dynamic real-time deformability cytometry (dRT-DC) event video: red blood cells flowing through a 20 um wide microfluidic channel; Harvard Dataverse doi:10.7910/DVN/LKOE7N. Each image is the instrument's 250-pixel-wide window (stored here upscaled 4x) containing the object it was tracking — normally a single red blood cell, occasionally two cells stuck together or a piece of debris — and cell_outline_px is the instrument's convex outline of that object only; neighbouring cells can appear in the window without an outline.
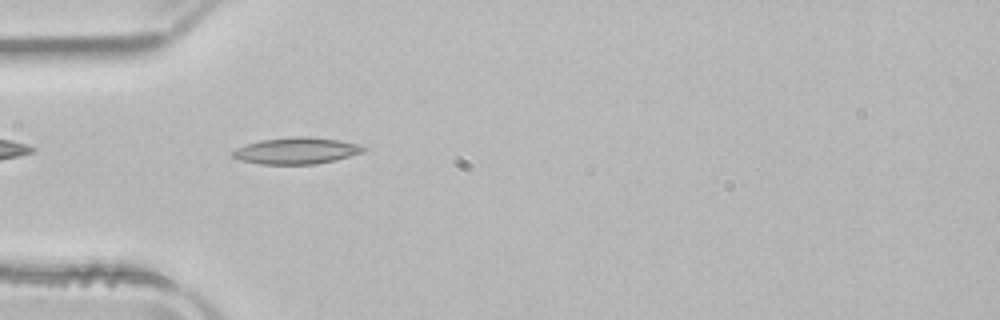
{"species": "common noctule bat (a hibernating species)", "species_latin": "Nyctalus noctula", "temperature_condition": "room temperature", "stored_images_in_passage": 17, "camera_frame_rate_fps": 3000, "um_per_image_px": 0.085, "animal": {"sex": "male", "body_mass_g": 21.5, "forearm_length_mm": 52.0}, "frame": {"image": 1, "passage_image": 2, "time_ms": 0.333, "image_size_px": [1000, 320], "cell_outline_px": [[364, 152], [336, 160], [316, 164], [260, 164], [240, 160], [232, 156], [232, 152], [236, 148], [260, 140], [292, 136], [308, 136], [336, 140], [360, 144], [364, 148]], "centroid_in_image_um": [25.19, 12.81], "position_along_channel_um": 59.8, "area_um2": 20.17}}
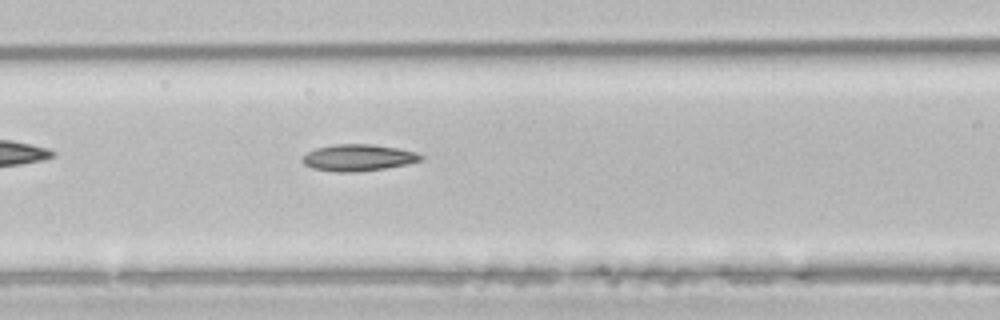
{"frame": {"image": 2, "passage_image": 8, "time_ms": 2.333, "image_size_px": [1000, 320], "cell_outline_px": [[424, 160], [408, 164], [384, 168], [352, 172], [336, 172], [312, 168], [304, 164], [300, 160], [308, 152], [316, 148], [332, 144], [372, 144], [396, 148], [416, 152], [424, 156]], "centroid_in_image_um": [30.45, 13.4], "position_along_channel_um": 136.1, "area_um2": 18.38}}
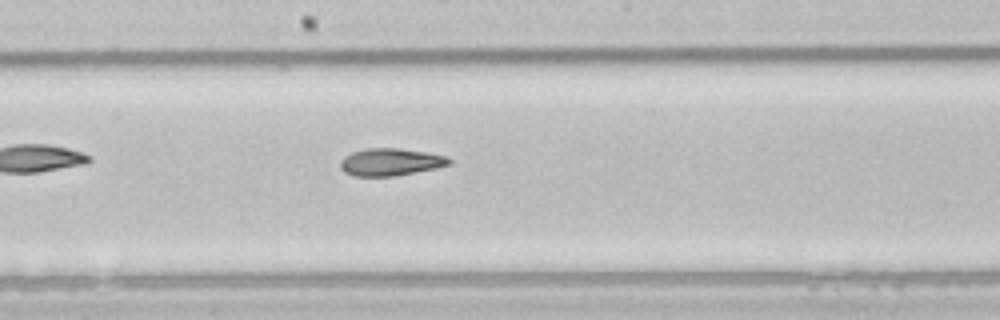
{"frame": {"image": 3, "passage_image": 14, "time_ms": 4.333, "image_size_px": [1000, 320], "cell_outline_px": [[452, 164], [436, 168], [396, 176], [356, 176], [344, 172], [340, 168], [340, 160], [344, 156], [352, 152], [368, 148], [400, 148], [428, 152], [444, 156], [452, 160]], "centroid_in_image_um": [33.19, 13.77], "position_along_channel_um": 215.0, "area_um2": 17.46}}